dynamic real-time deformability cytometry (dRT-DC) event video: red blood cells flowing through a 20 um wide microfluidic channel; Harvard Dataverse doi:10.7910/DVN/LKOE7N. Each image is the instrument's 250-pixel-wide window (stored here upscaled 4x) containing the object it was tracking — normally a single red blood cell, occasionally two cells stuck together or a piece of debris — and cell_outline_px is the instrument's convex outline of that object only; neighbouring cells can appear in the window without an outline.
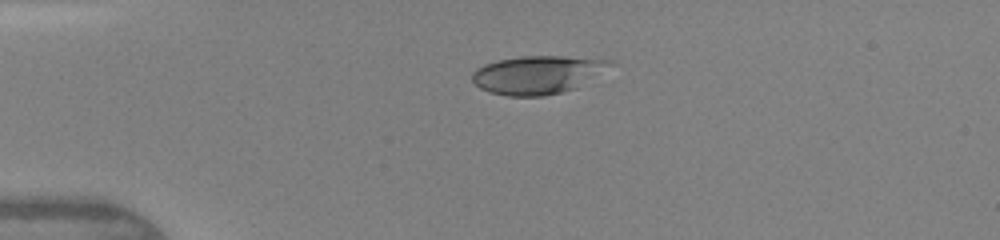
{"species": "human", "species_latin": "Homo sapiens", "temperature_condition": "warm", "stored_images_in_passage": 2, "camera_frame_rate_fps": 3000, "um_per_image_px": 0.085, "donor": {"sex": "female"}, "frame": {"image": 1, "passage_image": 1, "time_ms": 0.0, "image_size_px": [1000, 240], "cell_outline_px": [[616, 60], [612, 64], [576, 88], [544, 96], [508, 96], [488, 92], [480, 88], [472, 80], [472, 72], [476, 68], [484, 64], [500, 60], [520, 56], [560, 56]], "centroid_in_image_um": [45.64, 6.35], "position_along_channel_um": 39.4, "area_um2": 30.4}}